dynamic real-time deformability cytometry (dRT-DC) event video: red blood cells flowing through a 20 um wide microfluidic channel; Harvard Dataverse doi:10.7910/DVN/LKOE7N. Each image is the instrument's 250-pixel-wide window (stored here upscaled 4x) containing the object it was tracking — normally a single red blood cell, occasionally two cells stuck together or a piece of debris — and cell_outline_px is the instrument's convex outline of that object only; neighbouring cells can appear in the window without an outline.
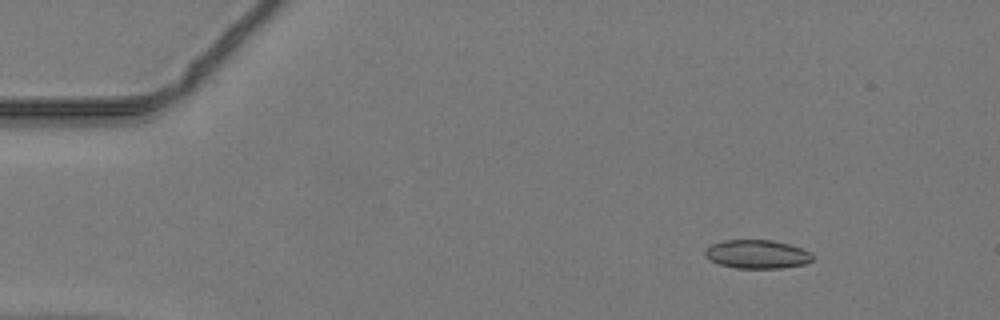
{"species": "common noctule bat (a hibernating species)", "species_latin": "Nyctalus noctula", "temperature_condition": "warm", "stored_images_in_passage": 48, "camera_frame_rate_fps": 3000, "um_per_image_px": 0.085, "animal": {"sex": "male", "body_mass_g": 19.2, "forearm_length_mm": 51.8}, "frame": {"image": 1, "passage_image": 7, "time_ms": 2.0, "image_size_px": [1000, 320], "cell_outline_px": [[812, 260], [804, 264], [780, 268], [736, 268], [720, 264], [704, 256], [704, 248], [712, 244], [724, 240], [772, 240], [804, 248], [812, 252]], "centroid_in_image_um": [64.35, 21.6], "position_along_channel_um": 20.6, "area_um2": 17.98}}
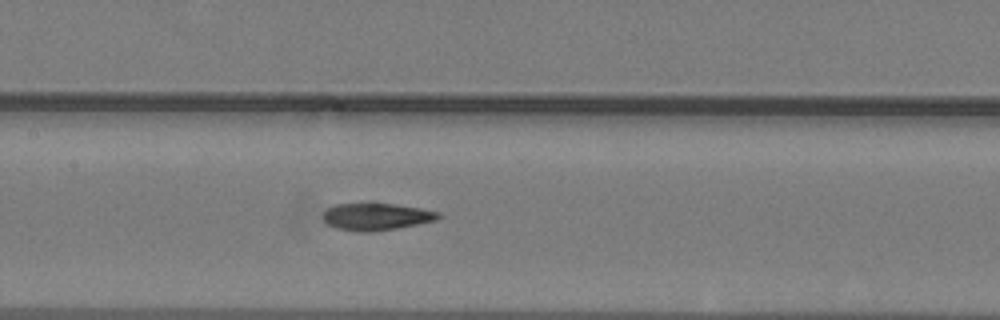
{"frame": {"image": 2, "passage_image": 24, "time_ms": 7.667, "image_size_px": [1000, 320], "cell_outline_px": [[444, 216], [436, 220], [396, 228], [372, 232], [360, 232], [336, 228], [328, 224], [324, 220], [324, 212], [328, 208], [336, 204], [396, 204], [420, 208], [440, 212]], "centroid_in_image_um": [32.02, 18.42], "position_along_channel_um": 175.4, "area_um2": 18.03}}
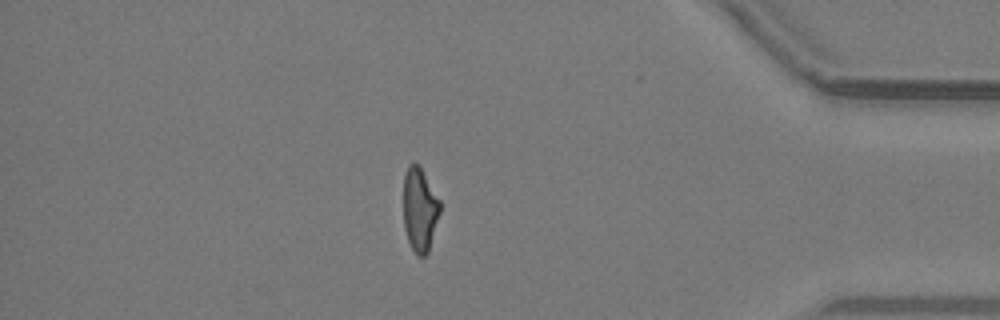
{"frame": {"image": 3, "passage_image": 42, "time_ms": 13.667, "image_size_px": [1000, 320], "cell_outline_px": [[440, 212], [428, 252], [424, 256], [416, 256], [408, 240], [404, 228], [404, 172], [408, 164], [420, 164], [440, 200]], "centroid_in_image_um": [35.68, 17.78], "position_along_channel_um": 399.5, "area_um2": 17.98}}